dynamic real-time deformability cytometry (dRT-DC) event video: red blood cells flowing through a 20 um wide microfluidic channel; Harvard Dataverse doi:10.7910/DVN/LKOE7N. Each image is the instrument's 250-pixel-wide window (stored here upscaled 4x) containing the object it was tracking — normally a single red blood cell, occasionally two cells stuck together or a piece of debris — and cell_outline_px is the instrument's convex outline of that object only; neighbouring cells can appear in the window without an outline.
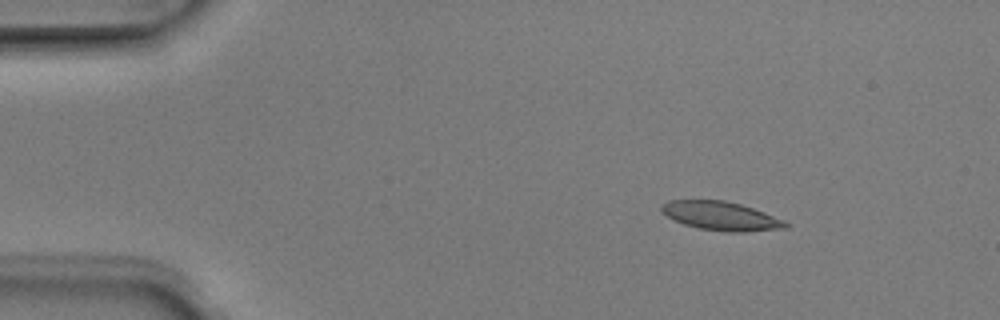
{"species": "Egyptian fruit bat (a non-hibernating species)", "species_latin": "Rousettus aegyptiacus", "temperature_condition": "room temperature", "stored_images_in_passage": 3, "camera_frame_rate_fps": 3000, "um_per_image_px": 0.085, "animal": {"sex": "male"}, "frame": {"image": 1, "passage_image": 2, "time_ms": 0.333, "image_size_px": [1000, 320], "cell_outline_px": [[788, 228], [744, 232], [724, 232], [700, 228], [684, 224], [660, 212], [660, 204], [668, 200], [724, 200], [740, 204], [764, 212], [784, 220], [788, 224]], "centroid_in_image_um": [61.27, 18.35], "position_along_channel_um": 23.7, "area_um2": 20.81}}